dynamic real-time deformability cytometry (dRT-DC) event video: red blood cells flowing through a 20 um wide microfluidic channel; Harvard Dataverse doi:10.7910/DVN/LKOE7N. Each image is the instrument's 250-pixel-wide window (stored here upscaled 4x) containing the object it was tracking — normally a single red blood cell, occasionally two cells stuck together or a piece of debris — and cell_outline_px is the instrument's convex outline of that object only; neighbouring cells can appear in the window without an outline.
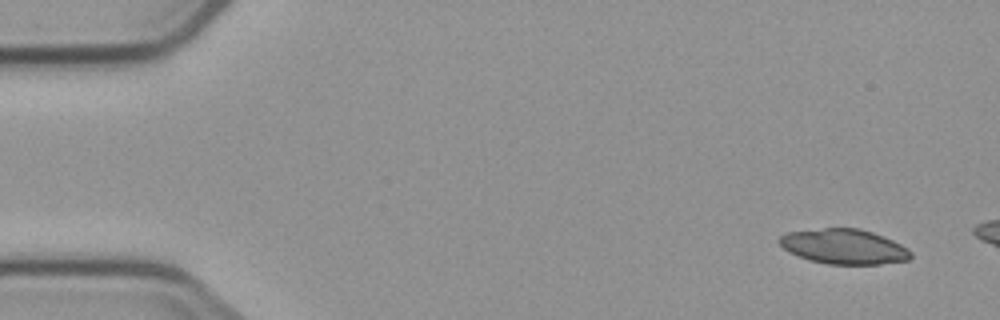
{"species": "common noctule bat (a hibernating species)", "species_latin": "Nyctalus noctula", "temperature_condition": "cold", "stored_images_in_passage": 3, "camera_frame_rate_fps": 3000, "um_per_image_px": 0.085, "animal": {"sex": "male", "body_mass_g": 23.1, "forearm_length_mm": 52.7}, "frame": {"image": 1, "passage_image": 1, "time_ms": 0.0, "image_size_px": [1000, 320], "cell_outline_px": [[912, 256], [908, 260], [880, 264], [828, 264], [808, 260], [788, 252], [776, 240], [780, 236], [788, 232], [824, 228], [860, 228], [884, 236], [908, 248], [912, 252]], "centroid_in_image_um": [71.73, 20.96], "position_along_channel_um": 13.3, "area_um2": 26.88}}